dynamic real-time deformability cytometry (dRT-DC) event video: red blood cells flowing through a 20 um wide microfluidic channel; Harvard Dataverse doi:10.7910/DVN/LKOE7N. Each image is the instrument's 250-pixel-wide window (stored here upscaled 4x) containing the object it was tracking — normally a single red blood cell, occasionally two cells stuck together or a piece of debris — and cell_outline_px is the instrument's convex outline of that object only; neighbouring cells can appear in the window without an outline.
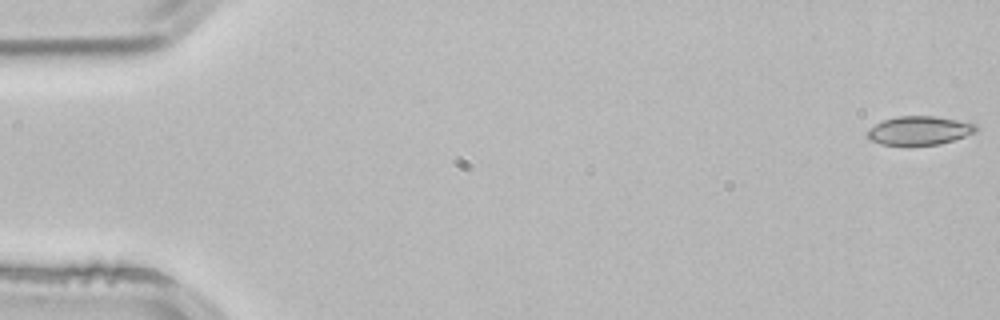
{"species": "common noctule bat (a hibernating species)", "species_latin": "Nyctalus noctula", "temperature_condition": "room temperature", "stored_images_in_passage": 5, "camera_frame_rate_fps": 3000, "um_per_image_px": 0.085, "animal": {"sex": "male", "body_mass_g": 21.5, "forearm_length_mm": 52.0}, "frame": {"image": 1, "passage_image": 1, "time_ms": 0.0, "image_size_px": [1000, 320], "cell_outline_px": [[980, 128], [976, 132], [940, 144], [880, 144], [872, 140], [864, 132], [868, 128], [884, 120], [900, 116], [936, 116], [976, 124]], "centroid_in_image_um": [78.15, 11.08], "position_along_channel_um": 6.9, "area_um2": 17.92}}
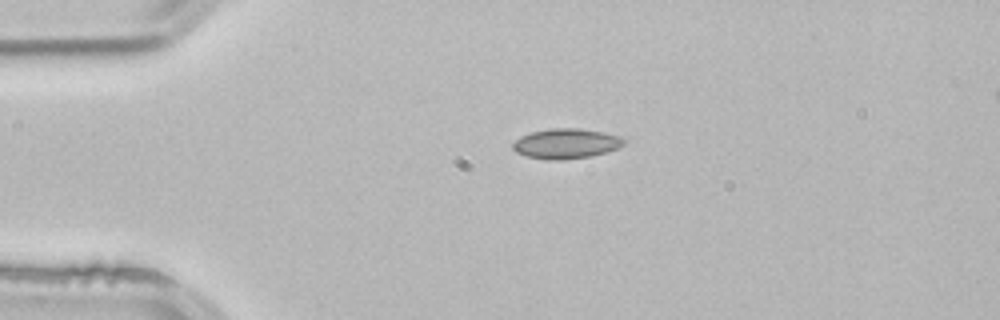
{"frame": {"image": 2, "passage_image": 3, "time_ms": 0.667, "image_size_px": [1000, 320], "cell_outline_px": [[624, 144], [616, 148], [604, 152], [588, 156], [564, 160], [548, 160], [528, 156], [516, 152], [512, 148], [512, 144], [520, 136], [532, 132], [548, 128], [580, 128], [604, 132], [620, 136], [624, 140]], "centroid_in_image_um": [48.08, 12.19], "position_along_channel_um": 36.9, "area_um2": 19.31}}
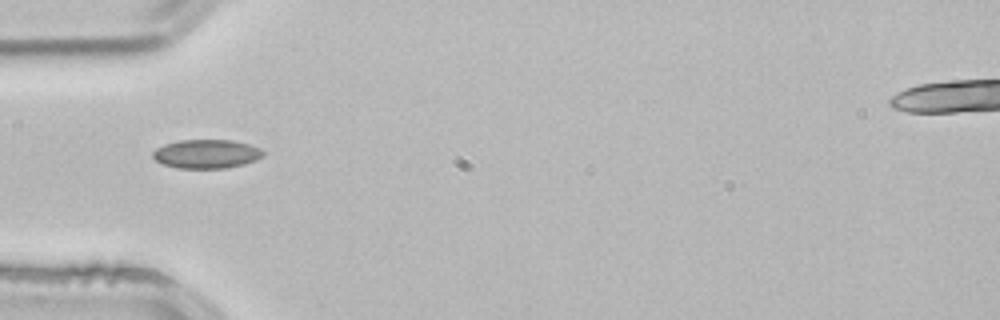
{"frame": {"image": 3, "passage_image": 4, "time_ms": 1.0, "image_size_px": [1000, 320], "cell_outline_px": [[264, 156], [256, 160], [244, 164], [228, 168], [176, 168], [164, 164], [156, 160], [152, 156], [152, 152], [156, 148], [164, 144], [180, 140], [232, 140], [248, 144], [260, 148], [264, 152]], "centroid_in_image_um": [17.56, 13.08], "position_along_channel_um": 67.4, "area_um2": 18.61}}